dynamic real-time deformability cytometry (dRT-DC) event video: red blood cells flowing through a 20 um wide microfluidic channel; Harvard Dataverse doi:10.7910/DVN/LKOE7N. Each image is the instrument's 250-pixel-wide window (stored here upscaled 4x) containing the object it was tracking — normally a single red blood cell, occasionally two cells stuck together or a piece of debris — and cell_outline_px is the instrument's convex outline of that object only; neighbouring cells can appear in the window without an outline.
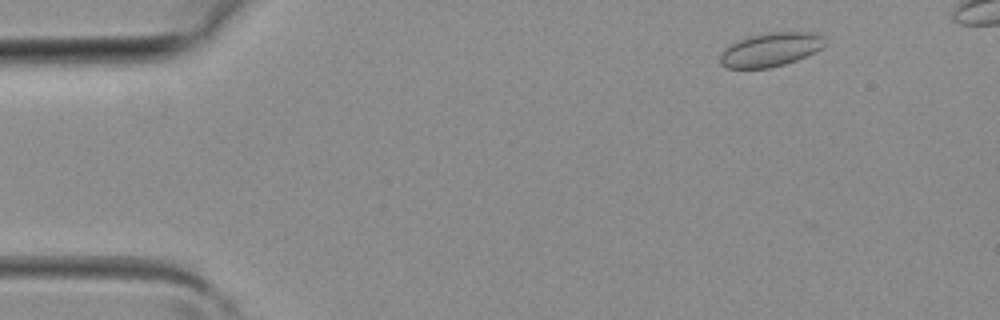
{"species": "common noctule bat (a hibernating species)", "species_latin": "Nyctalus noctula", "temperature_condition": "room temperature", "stored_images_in_passage": 4, "camera_frame_rate_fps": 3000, "um_per_image_px": 0.085, "animal": {"sex": "female", "body_mass_g": 19.3, "forearm_length_mm": 54.1}, "frame": {"image": 1, "passage_image": 2, "time_ms": 0.333, "image_size_px": [1000, 320], "cell_outline_px": [[828, 44], [824, 48], [816, 52], [796, 60], [784, 64], [768, 68], [728, 68], [720, 64], [720, 56], [724, 48], [740, 40], [752, 36], [768, 32], [816, 32], [824, 36]], "centroid_in_image_um": [65.58, 4.21], "position_along_channel_um": 19.4, "area_um2": 20.75}}